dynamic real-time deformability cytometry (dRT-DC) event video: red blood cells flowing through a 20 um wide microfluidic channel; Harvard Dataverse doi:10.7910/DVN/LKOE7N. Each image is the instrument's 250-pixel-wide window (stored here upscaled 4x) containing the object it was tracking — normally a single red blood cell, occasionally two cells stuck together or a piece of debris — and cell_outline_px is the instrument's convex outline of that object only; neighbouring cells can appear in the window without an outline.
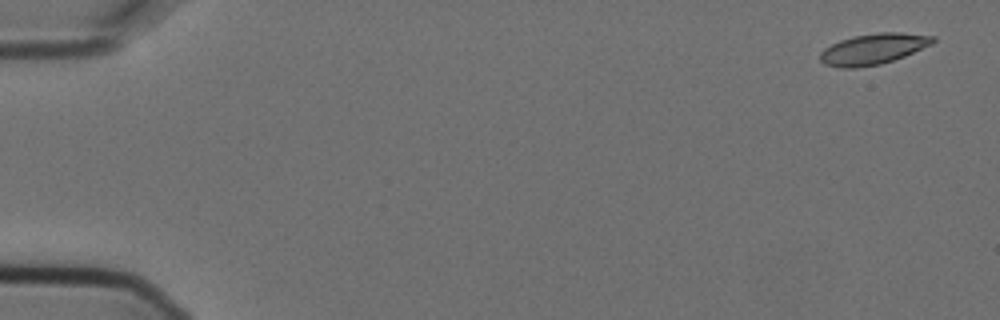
{"species": "Egyptian fruit bat (a non-hibernating species)", "species_latin": "Rousettus aegyptiacus", "temperature_condition": "cold", "stored_images_in_passage": 4, "camera_frame_rate_fps": 3000, "um_per_image_px": 0.085, "animal": {"sex": "female"}, "frame": {"image": 1, "passage_image": 1, "time_ms": 0.0, "image_size_px": [1000, 320], "cell_outline_px": [[936, 40], [932, 44], [904, 56], [880, 64], [856, 68], [840, 68], [824, 64], [820, 60], [820, 52], [824, 48], [840, 40], [852, 36], [880, 32], [900, 32], [936, 36]], "centroid_in_image_um": [74.22, 4.16], "position_along_channel_um": 10.8, "area_um2": 20.29}}
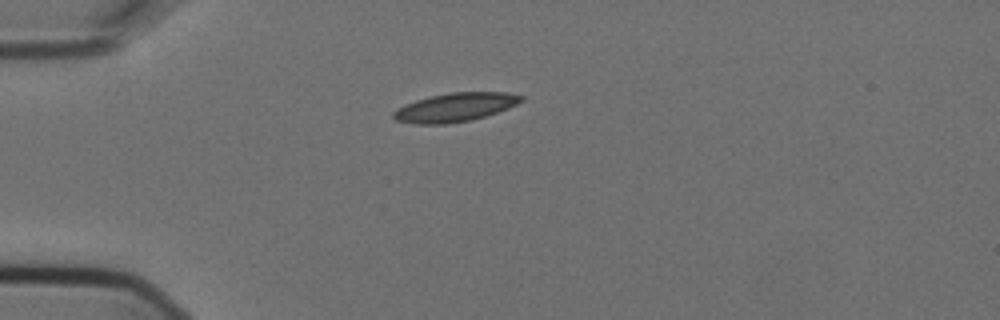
{"frame": {"image": 2, "passage_image": 4, "time_ms": 1.0, "image_size_px": [1000, 320], "cell_outline_px": [[524, 100], [508, 108], [472, 120], [448, 124], [416, 124], [396, 120], [392, 116], [392, 112], [396, 108], [416, 100], [432, 96], [452, 92], [508, 92], [524, 96]], "centroid_in_image_um": [38.68, 9.12], "position_along_channel_um": 46.3, "area_um2": 21.33}}